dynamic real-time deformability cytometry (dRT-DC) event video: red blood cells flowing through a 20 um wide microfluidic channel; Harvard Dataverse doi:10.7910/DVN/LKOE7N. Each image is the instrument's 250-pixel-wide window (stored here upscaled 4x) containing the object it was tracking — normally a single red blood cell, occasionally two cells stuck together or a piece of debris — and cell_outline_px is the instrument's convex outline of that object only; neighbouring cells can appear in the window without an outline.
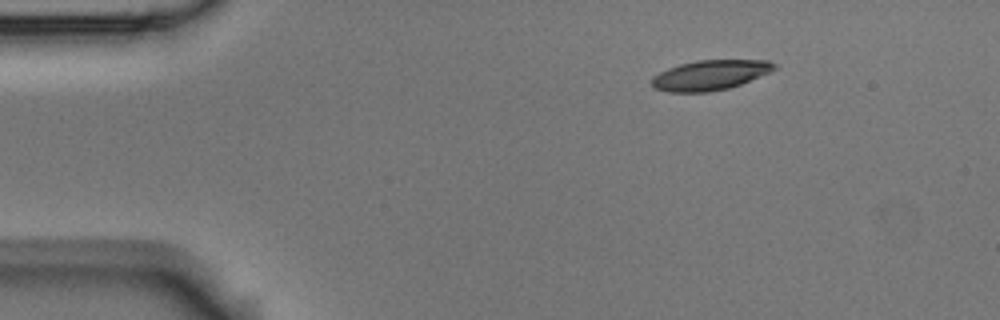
{"species": "Egyptian fruit bat (a non-hibernating species)", "species_latin": "Rousettus aegyptiacus", "temperature_condition": "room temperature", "stored_images_in_passage": 2, "segment_of_instrument_passage": [2, 2], "camera_frame_rate_fps": 3000, "um_per_image_px": 0.085, "animal": {"sex": "male"}, "frame": {"image": 1, "passage_image": 2, "time_ms": 0.333, "image_size_px": [1000, 320], "cell_outline_px": [[776, 68], [768, 72], [740, 84], [728, 88], [708, 92], [668, 92], [652, 88], [652, 76], [668, 68], [680, 64], [696, 60], [768, 60], [776, 64]], "centroid_in_image_um": [60.31, 6.38], "position_along_channel_um": 24.7, "area_um2": 21.27}}